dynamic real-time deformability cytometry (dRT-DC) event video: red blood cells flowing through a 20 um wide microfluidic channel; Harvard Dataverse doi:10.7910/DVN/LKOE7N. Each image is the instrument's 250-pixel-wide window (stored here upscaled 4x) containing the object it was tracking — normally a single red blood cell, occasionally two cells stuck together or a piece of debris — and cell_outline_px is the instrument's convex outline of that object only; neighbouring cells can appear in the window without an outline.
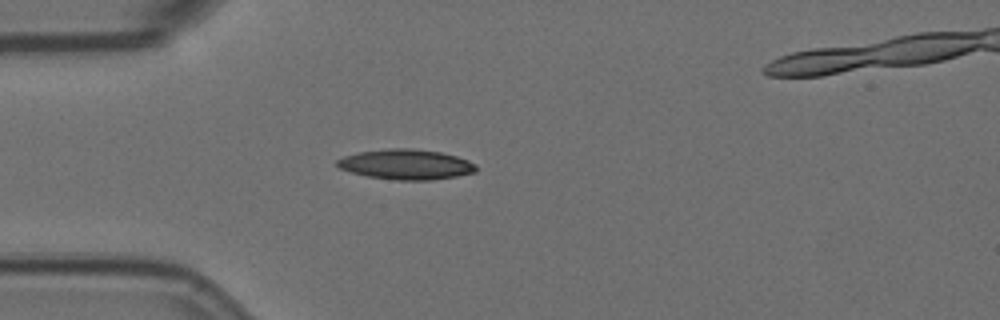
{"species": "Egyptian fruit bat (a non-hibernating species)", "species_latin": "Rousettus aegyptiacus", "temperature_condition": "room temperature", "stored_images_in_passage": 3, "camera_frame_rate_fps": 3000, "um_per_image_px": 0.085, "animal": {"sex": "female"}, "frame": {"image": 1, "passage_image": 3, "time_ms": 0.667, "image_size_px": [1000, 320], "cell_outline_px": [[476, 172], [456, 176], [428, 180], [396, 180], [368, 176], [352, 172], [340, 168], [336, 164], [336, 160], [344, 156], [360, 152], [388, 148], [412, 148], [440, 152], [456, 156], [468, 160], [476, 164]], "centroid_in_image_um": [34.52, 13.97], "position_along_channel_um": 50.5, "area_um2": 24.28}}